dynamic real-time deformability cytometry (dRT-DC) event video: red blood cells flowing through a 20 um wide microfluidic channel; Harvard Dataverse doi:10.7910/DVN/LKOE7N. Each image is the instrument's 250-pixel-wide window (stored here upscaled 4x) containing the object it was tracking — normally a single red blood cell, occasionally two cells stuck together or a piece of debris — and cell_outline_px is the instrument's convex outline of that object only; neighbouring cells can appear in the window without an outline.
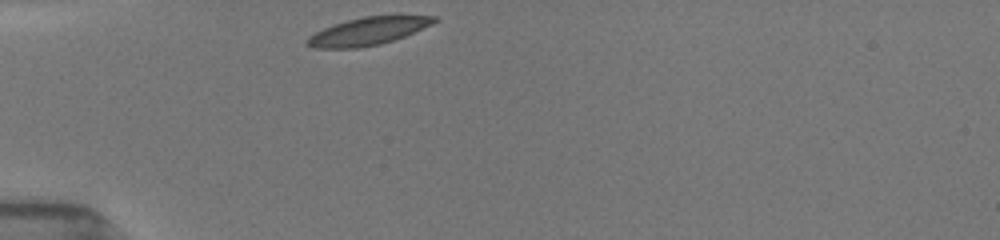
{"species": "common noctule bat (a hibernating species)", "species_latin": "Nyctalus noctula", "temperature_condition": "room temperature", "stored_images_in_passage": 33, "camera_frame_rate_fps": 3000, "um_per_image_px": 0.085, "animal": {"sex": "female", "body_mass_g": 19.5, "forearm_length_mm": 54.1}, "frame": {"image": 1, "passage_image": 1, "time_ms": 0.0, "image_size_px": [1000, 240], "cell_outline_px": [[440, 20], [432, 24], [404, 36], [380, 44], [360, 48], [316, 48], [304, 44], [304, 40], [308, 36], [324, 28], [348, 20], [364, 16], [436, 16]], "centroid_in_image_um": [31.25, 2.66], "position_along_channel_um": 53.8, "area_um2": 20.29}}
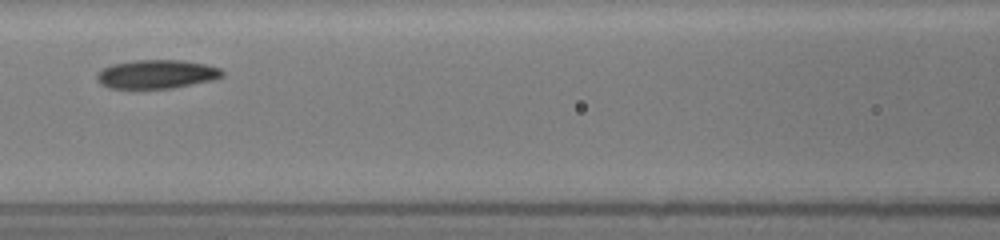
{"frame": {"image": 2, "passage_image": 25, "time_ms": 3.0, "image_size_px": [1000, 240], "cell_outline_px": [[224, 76], [216, 80], [172, 88], [108, 88], [100, 84], [96, 80], [96, 72], [112, 64], [136, 60], [184, 60], [204, 64], [220, 68], [224, 72]], "centroid_in_image_um": [13.33, 6.31], "position_along_channel_um": 153.3, "area_um2": 21.21}}
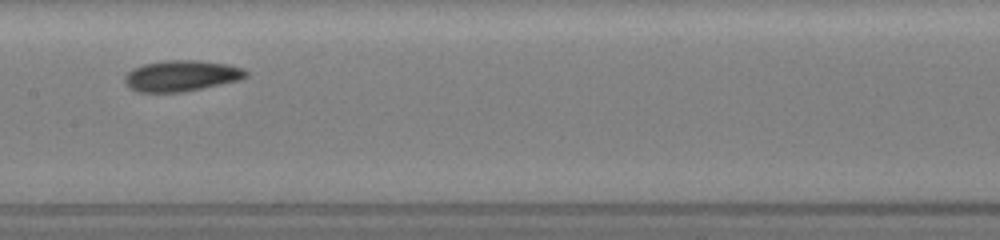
{"frame": {"image": 3, "passage_image": 32, "time_ms": 4.0, "image_size_px": [1000, 240], "cell_outline_px": [[248, 76], [240, 80], [184, 92], [136, 92], [128, 88], [124, 80], [124, 76], [132, 68], [144, 64], [164, 60], [200, 60], [228, 64], [244, 68], [248, 72]], "centroid_in_image_um": [15.42, 6.44], "position_along_channel_um": 192.0, "area_um2": 22.2}}